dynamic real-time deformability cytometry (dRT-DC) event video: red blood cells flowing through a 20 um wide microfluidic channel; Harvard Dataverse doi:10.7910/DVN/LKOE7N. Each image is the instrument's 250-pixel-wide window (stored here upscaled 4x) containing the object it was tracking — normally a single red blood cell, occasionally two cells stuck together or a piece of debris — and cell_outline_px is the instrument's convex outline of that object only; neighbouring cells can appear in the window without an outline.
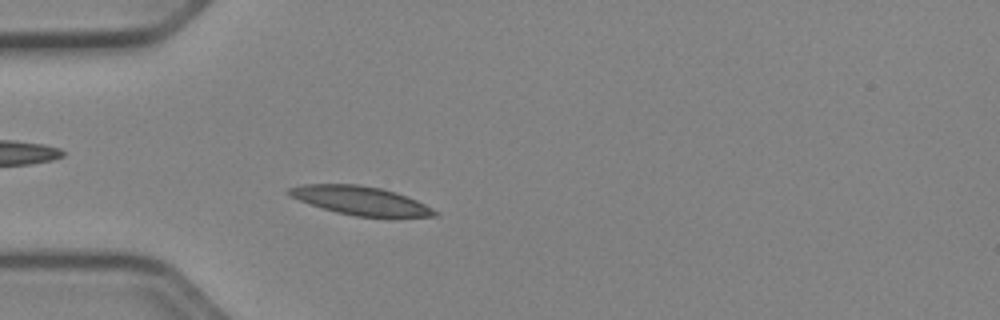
{"species": "Egyptian fruit bat (a non-hibernating species)", "species_latin": "Rousettus aegyptiacus", "temperature_condition": "cold", "stored_images_in_passage": 48, "camera_frame_rate_fps": 3000, "um_per_image_px": 0.085, "animal": {"sex": "female"}, "frame": {"image": 1, "passage_image": 11, "time_ms": 3.333, "image_size_px": [1000, 320], "cell_outline_px": [[440, 216], [356, 216], [336, 212], [300, 200], [284, 192], [288, 188], [304, 184], [360, 184], [380, 188], [396, 192], [416, 200], [440, 212]], "centroid_in_image_um": [30.65, 17.03], "position_along_channel_um": 54.4, "area_um2": 23.93}}
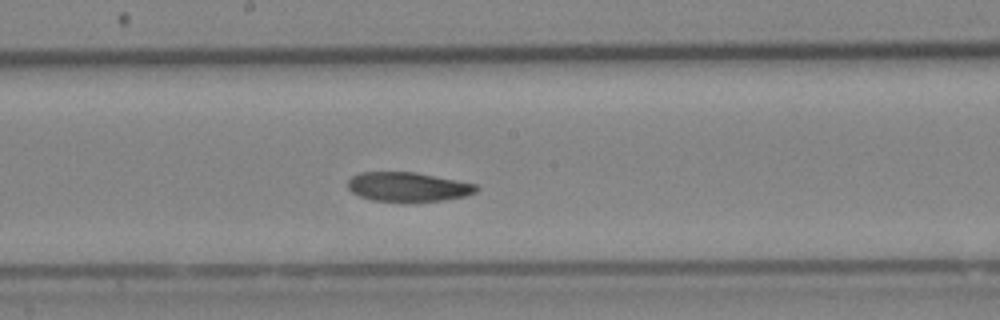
{"frame": {"image": 2, "passage_image": 24, "time_ms": 7.667, "image_size_px": [1000, 320], "cell_outline_px": [[480, 188], [476, 192], [464, 196], [444, 200], [404, 204], [372, 200], [360, 196], [352, 192], [348, 188], [348, 180], [352, 176], [360, 172], [412, 172], [456, 180], [476, 184]], "centroid_in_image_um": [34.66, 15.92], "position_along_channel_um": 213.5, "area_um2": 22.43}}
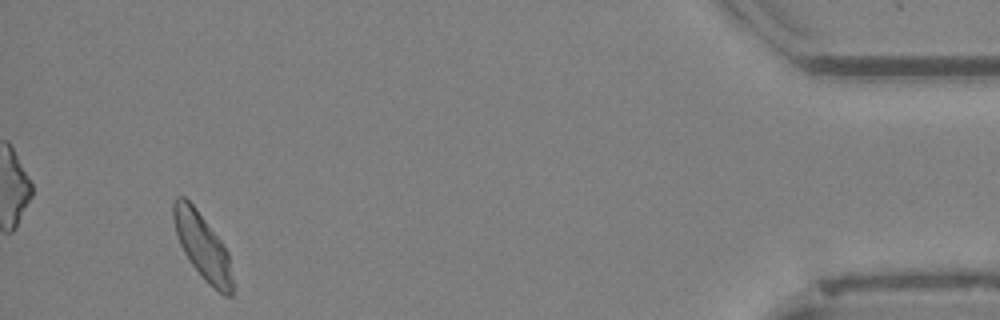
{"frame": {"image": 3, "passage_image": 45, "time_ms": 14.667, "image_size_px": [1000, 320], "cell_outline_px": [[232, 296], [224, 296], [204, 280], [192, 264], [184, 252], [180, 244], [176, 232], [172, 216], [172, 204], [176, 196], [184, 196], [196, 208], [220, 240], [228, 252], [232, 280]], "centroid_in_image_um": [17.19, 20.91], "position_along_channel_um": 418.0, "area_um2": 22.37}, "authors_computed_cell_mechanics": {"area_um2": 22.9466, "velocity_mm_per_s": 3.8992, "shape_relaxation_time_tau1_ms": 4.0185, "shape_relaxation_time_tau2_ms": 10.196, "deformation_change_tau1": 0.106, "deformation_change_tau2": 0.1646}}